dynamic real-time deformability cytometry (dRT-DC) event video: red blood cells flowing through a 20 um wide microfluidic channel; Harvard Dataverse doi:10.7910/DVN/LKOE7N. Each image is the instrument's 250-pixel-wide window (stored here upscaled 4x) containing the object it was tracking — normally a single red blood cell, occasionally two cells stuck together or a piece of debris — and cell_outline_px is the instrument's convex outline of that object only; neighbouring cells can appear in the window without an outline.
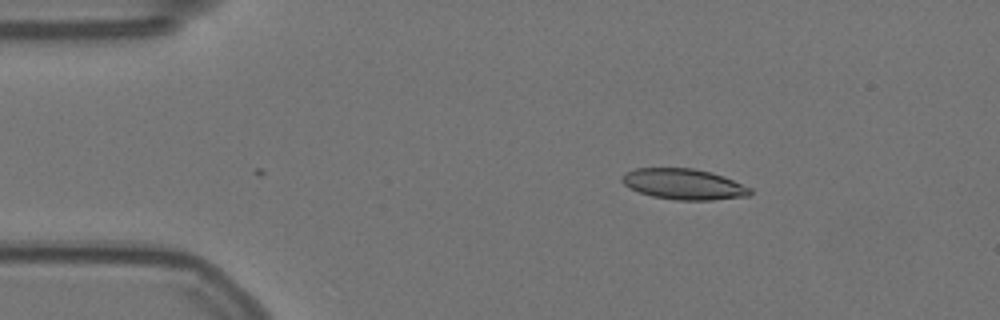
{"species": "Egyptian fruit bat (a non-hibernating species)", "species_latin": "Rousettus aegyptiacus", "temperature_condition": "warm", "stored_images_in_passage": 38, "camera_frame_rate_fps": 3000, "um_per_image_px": 0.085, "animal": {"sex": "female"}, "frame": {"image": 1, "passage_image": 1, "time_ms": 0.0, "image_size_px": [1000, 320], "cell_outline_px": [[752, 192], [748, 196], [712, 200], [676, 200], [652, 196], [628, 188], [620, 180], [620, 176], [624, 172], [636, 168], [692, 168], [712, 172], [752, 188]], "centroid_in_image_um": [58.08, 15.65], "position_along_channel_um": 26.9, "area_um2": 23.06}}
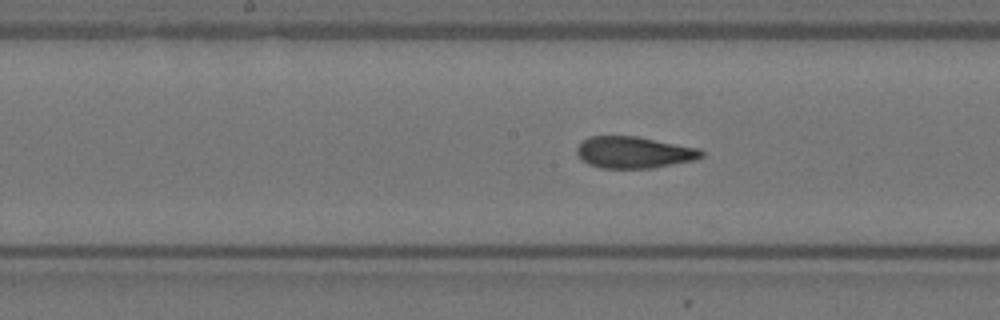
{"frame": {"image": 2, "passage_image": 20, "time_ms": 6.333, "image_size_px": [1000, 320], "cell_outline_px": [[704, 156], [696, 160], [652, 168], [600, 168], [588, 164], [576, 152], [576, 148], [588, 136], [636, 136], [700, 148], [704, 152]], "centroid_in_image_um": [53.92, 12.95], "position_along_channel_um": 194.3, "area_um2": 23.0}}
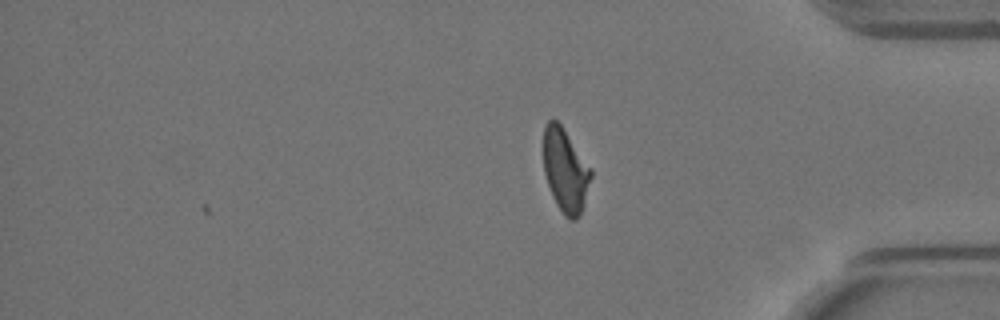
{"frame": {"image": 3, "passage_image": 38, "time_ms": 12.333, "image_size_px": [1000, 320], "cell_outline_px": [[592, 176], [580, 216], [576, 220], [568, 220], [564, 216], [556, 204], [552, 196], [544, 172], [544, 124], [552, 116], [560, 124], [592, 168]], "centroid_in_image_um": [48.06, 14.49], "position_along_channel_um": 387.1, "area_um2": 23.24}, "authors_computed_cell_mechanics": {"area_um2": 23.409, "velocity_mm_per_s": 3.5378, "shape_relaxation_time_tau1_ms": 7.2807, "shape_relaxation_time_tau2_ms": 1.4229, "deformation_change_tau1": 0.225, "deformation_change_tau2": 0.0758}}